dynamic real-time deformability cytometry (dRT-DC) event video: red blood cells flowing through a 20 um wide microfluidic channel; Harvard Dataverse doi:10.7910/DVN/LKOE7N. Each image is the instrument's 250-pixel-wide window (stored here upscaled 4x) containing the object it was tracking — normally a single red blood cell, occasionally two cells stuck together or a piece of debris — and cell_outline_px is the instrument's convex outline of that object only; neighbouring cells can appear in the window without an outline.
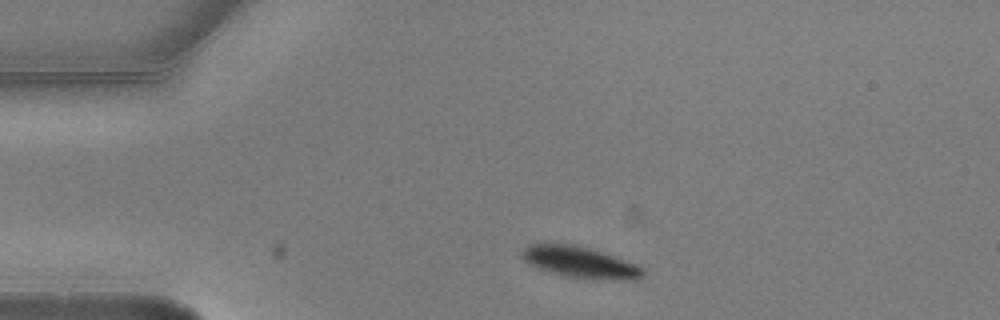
{"species": "common noctule bat (a hibernating species)", "species_latin": "Nyctalus noctula", "temperature_condition": "warm", "stored_images_in_passage": 2, "camera_frame_rate_fps": 3000, "um_per_image_px": 0.085, "animal": {"sex": "male", "body_mass_g": 20.5, "forearm_length_mm": 52.5}, "frame": {"image": 1, "passage_image": 1, "time_ms": 0.0, "image_size_px": [1000, 320], "cell_outline_px": [[644, 276], [636, 280], [592, 280], [564, 276], [548, 272], [528, 264], [520, 256], [520, 252], [528, 244], [572, 244], [588, 248], [636, 264], [644, 268]], "centroid_in_image_um": [49.29, 22.32], "position_along_channel_um": 35.7, "area_um2": 22.25}}